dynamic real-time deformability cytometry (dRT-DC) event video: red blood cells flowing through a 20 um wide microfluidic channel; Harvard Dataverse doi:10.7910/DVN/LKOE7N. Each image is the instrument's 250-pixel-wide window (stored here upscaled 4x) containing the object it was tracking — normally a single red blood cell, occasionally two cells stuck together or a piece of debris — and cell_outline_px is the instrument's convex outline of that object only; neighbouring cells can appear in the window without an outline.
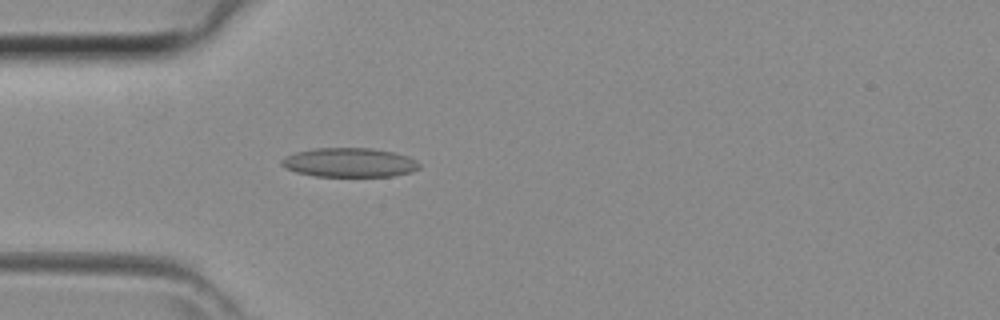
{"species": "common noctule bat (a hibernating species)", "species_latin": "Nyctalus noctula", "temperature_condition": "room temperature", "stored_images_in_passage": 41, "camera_frame_rate_fps": 3000, "um_per_image_px": 0.085, "animal": {"sex": "female", "body_mass_g": 29.2, "forearm_length_mm": 56.3}, "frame": {"image": 1, "passage_image": 11, "time_ms": 3.333, "image_size_px": [1000, 320], "cell_outline_px": [[420, 168], [412, 172], [392, 176], [316, 176], [296, 172], [280, 164], [280, 160], [296, 152], [316, 148], [372, 148], [392, 152], [408, 156], [416, 160], [420, 164]], "centroid_in_image_um": [29.74, 13.81], "position_along_channel_um": 55.3, "area_um2": 23.29}}
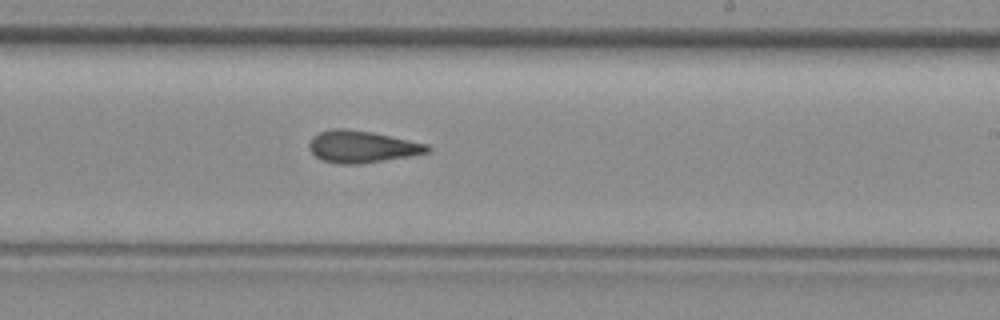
{"frame": {"image": 2, "passage_image": 24, "time_ms": 7.667, "image_size_px": [1000, 320], "cell_outline_px": [[432, 148], [428, 152], [408, 156], [356, 164], [340, 164], [324, 160], [316, 156], [312, 152], [308, 144], [312, 136], [320, 132], [332, 128], [344, 128], [372, 132], [428, 144]], "centroid_in_image_um": [30.75, 12.45], "position_along_channel_um": 258.3, "area_um2": 21.73}}
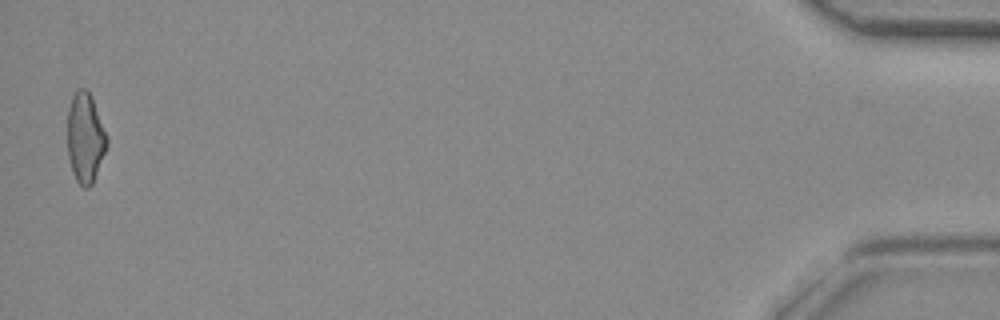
{"frame": {"image": 3, "passage_image": 41, "time_ms": 13.333, "image_size_px": [1000, 320], "cell_outline_px": [[108, 144], [92, 184], [88, 188], [84, 188], [76, 180], [72, 172], [68, 156], [68, 108], [72, 96], [80, 88], [84, 88], [92, 96], [108, 136]], "centroid_in_image_um": [7.26, 11.71], "position_along_channel_um": 427.9, "area_um2": 20.69}}